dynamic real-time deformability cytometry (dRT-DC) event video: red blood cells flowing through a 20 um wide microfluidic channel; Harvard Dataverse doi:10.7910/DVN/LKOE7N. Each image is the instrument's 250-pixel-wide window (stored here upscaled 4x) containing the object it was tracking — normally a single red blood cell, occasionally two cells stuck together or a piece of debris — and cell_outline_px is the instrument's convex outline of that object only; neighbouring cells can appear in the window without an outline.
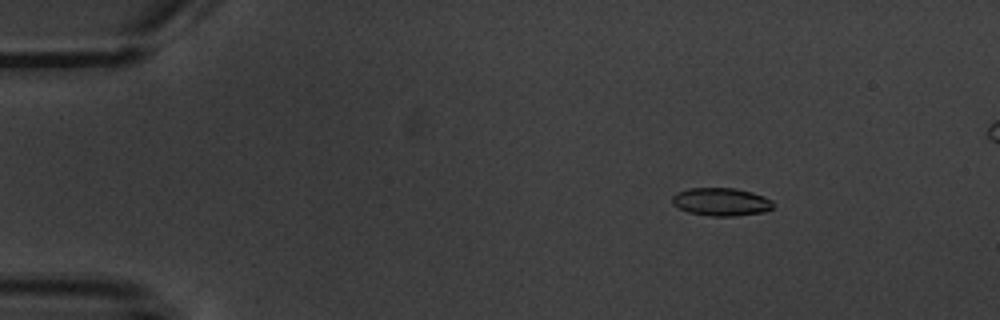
{"species": "common noctule bat (a hibernating species)", "species_latin": "Nyctalus noctula", "temperature_condition": "warm", "stored_images_in_passage": 8, "camera_frame_rate_fps": 3000, "um_per_image_px": 0.085, "animal": {"sex": "male", "body_mass_g": 20.1, "forearm_length_mm": 53.5}, "frame": {"image": 1, "passage_image": 2, "time_ms": 2.667, "image_size_px": [1000, 320], "cell_outline_px": [[772, 208], [764, 212], [732, 216], [712, 216], [688, 212], [672, 204], [672, 196], [676, 192], [688, 188], [736, 188], [752, 192], [764, 196], [772, 200]], "centroid_in_image_um": [61.28, 17.14], "position_along_channel_um": 23.7, "area_um2": 16.47}}
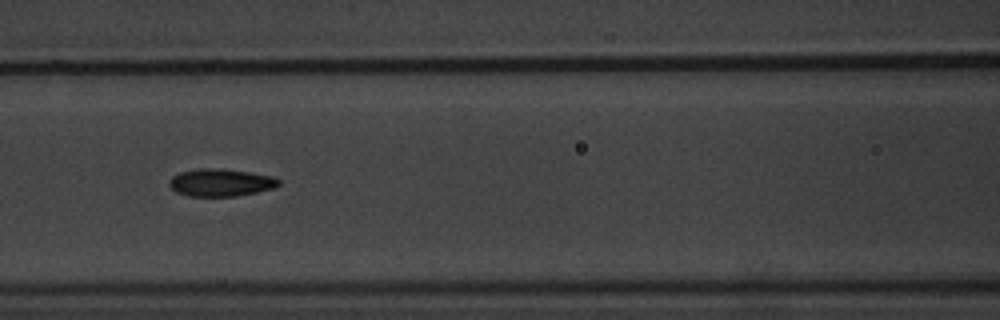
{"frame": {"image": 2, "passage_image": 7, "time_ms": 8.333, "image_size_px": [1000, 320], "cell_outline_px": [[280, 184], [276, 188], [236, 196], [188, 196], [176, 192], [168, 184], [168, 180], [172, 176], [180, 172], [200, 168], [224, 168], [272, 176], [280, 180]], "centroid_in_image_um": [18.75, 15.51], "position_along_channel_um": 147.8, "area_um2": 17.69}}
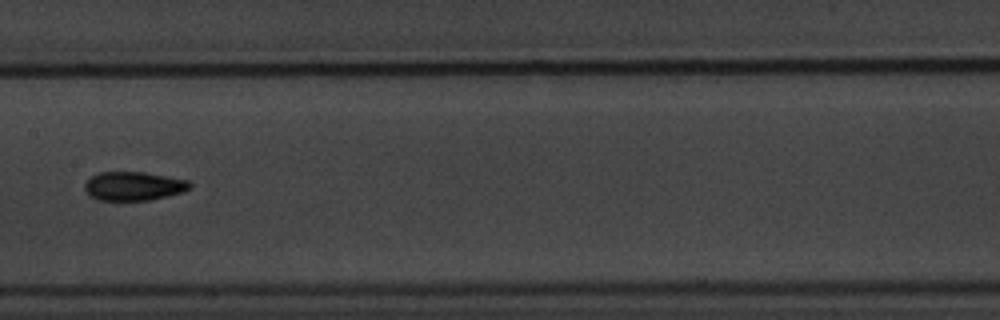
{"frame": {"image": 3, "passage_image": 8, "time_ms": 9.667, "image_size_px": [1000, 320], "cell_outline_px": [[192, 184], [184, 192], [168, 196], [148, 200], [96, 200], [88, 196], [84, 188], [84, 184], [92, 176], [100, 172], [144, 172], [168, 176], [188, 180]], "centroid_in_image_um": [11.34, 15.82], "position_along_channel_um": 196.1, "area_um2": 17.74}}